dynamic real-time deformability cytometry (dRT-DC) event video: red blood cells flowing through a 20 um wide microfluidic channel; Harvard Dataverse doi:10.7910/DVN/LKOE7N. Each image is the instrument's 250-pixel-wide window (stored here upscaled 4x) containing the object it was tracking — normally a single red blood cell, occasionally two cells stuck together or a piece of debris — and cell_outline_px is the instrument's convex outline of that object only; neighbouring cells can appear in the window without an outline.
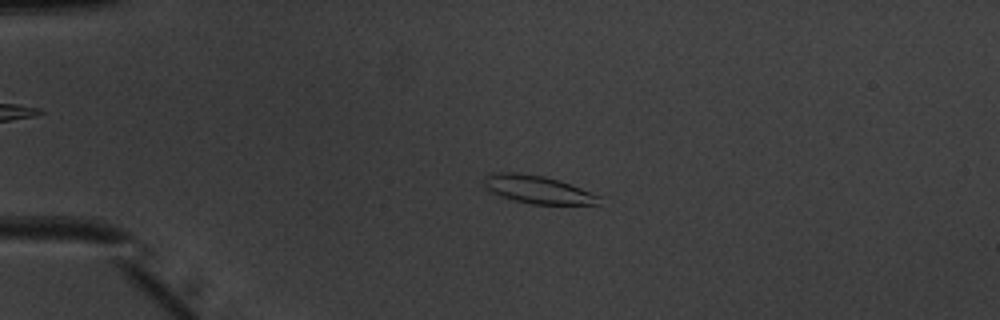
{"species": "common noctule bat (a hibernating species)", "species_latin": "Nyctalus noctula", "temperature_condition": "warm", "stored_images_in_passage": 51, "camera_frame_rate_fps": 3000, "um_per_image_px": 0.085, "animal": {"sex": "male", "body_mass_g": 20.1, "forearm_length_mm": 53.5}, "frame": {"image": 1, "passage_image": 12, "time_ms": 3.667, "image_size_px": [1000, 320], "cell_outline_px": [[604, 196], [596, 204], [528, 204], [500, 196], [492, 192], [484, 184], [484, 176], [492, 172], [516, 172], [544, 176]], "centroid_in_image_um": [45.69, 16.11], "position_along_channel_um": 39.3, "area_um2": 18.61}}
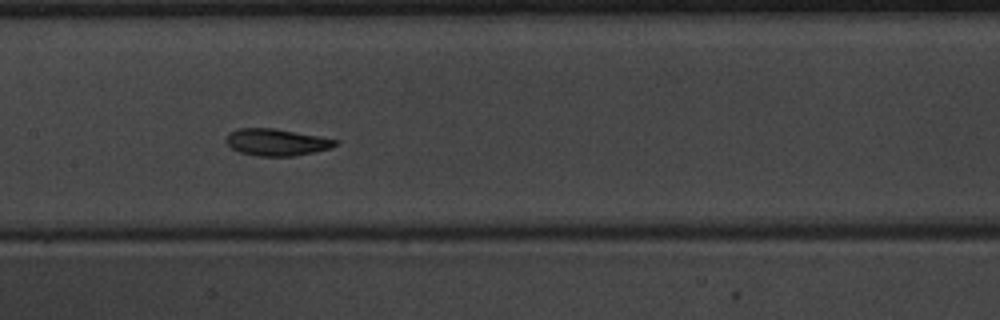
{"frame": {"image": 2, "passage_image": 26, "time_ms": 8.333, "image_size_px": [1000, 320], "cell_outline_px": [[340, 144], [332, 148], [296, 156], [256, 156], [240, 152], [232, 148], [224, 140], [228, 132], [240, 128], [276, 128], [340, 140]], "centroid_in_image_um": [23.54, 12.09], "position_along_channel_um": 183.9, "area_um2": 17.4}}
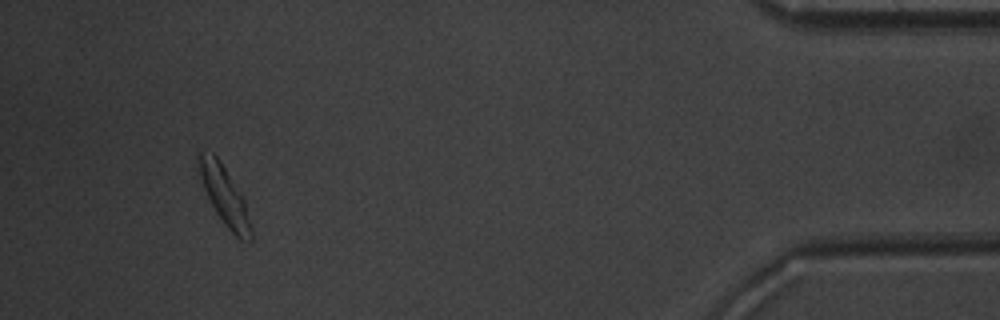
{"frame": {"image": 3, "passage_image": 48, "time_ms": 15.667, "image_size_px": [1000, 320], "cell_outline_px": [[256, 240], [248, 244], [240, 240], [224, 224], [216, 212], [196, 172], [196, 152], [212, 152], [220, 160], [244, 196]], "centroid_in_image_um": [19.12, 16.66], "position_along_channel_um": 416.1, "area_um2": 18.79}, "authors_computed_cell_mechanics": {"area_um2": 17.3978, "velocity_mm_per_s": 3.9872, "shape_relaxation_time_tau1_ms": 3.0084, "shape_relaxation_time_tau2_ms": 2.656, "deformation_change_tau1": 0.1029, "deformation_change_tau2": 0.0797}}